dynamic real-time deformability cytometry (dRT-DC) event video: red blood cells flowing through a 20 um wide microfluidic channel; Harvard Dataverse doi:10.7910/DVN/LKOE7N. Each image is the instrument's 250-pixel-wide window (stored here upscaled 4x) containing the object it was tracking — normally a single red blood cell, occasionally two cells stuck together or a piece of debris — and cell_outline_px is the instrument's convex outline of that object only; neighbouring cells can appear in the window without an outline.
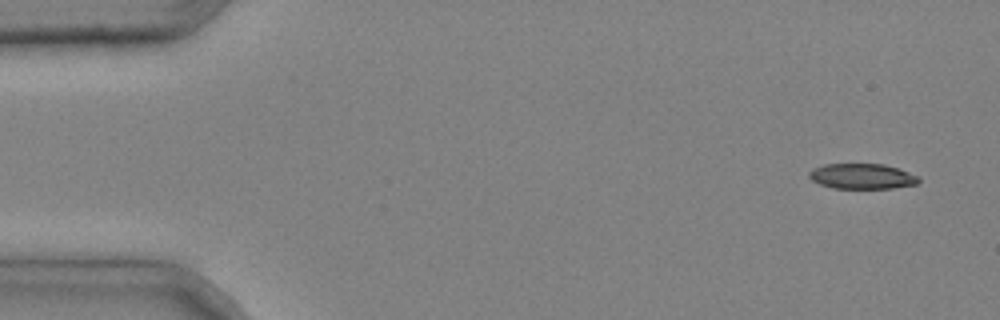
{"species": "common noctule bat (a hibernating species)", "species_latin": "Nyctalus noctula", "temperature_condition": "cold", "stored_images_in_passage": 4, "camera_frame_rate_fps": 3000, "um_per_image_px": 0.085, "animal": {"sex": "male", "body_mass_g": 20.4}, "frame": {"image": 1, "passage_image": 1, "time_ms": 0.0, "image_size_px": [1000, 320], "cell_outline_px": [[920, 180], [916, 184], [892, 188], [832, 188], [820, 184], [812, 180], [808, 176], [808, 172], [812, 168], [824, 164], [884, 164], [900, 168], [920, 176]], "centroid_in_image_um": [73.29, 14.97], "position_along_channel_um": 11.7, "area_um2": 16.36}}
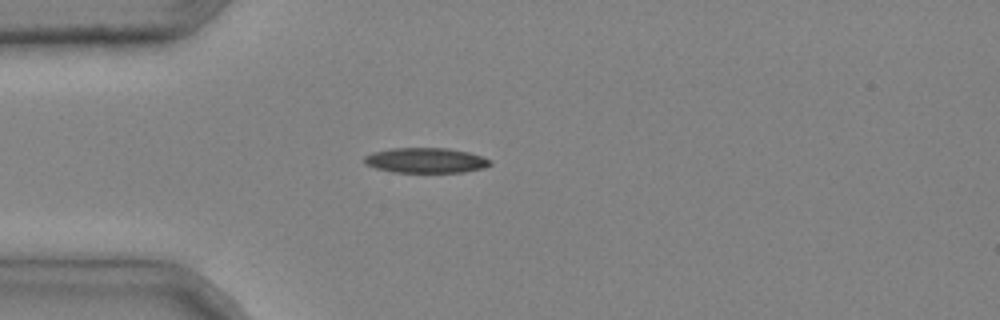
{"frame": {"image": 2, "passage_image": 4, "time_ms": 1.0, "image_size_px": [1000, 320], "cell_outline_px": [[492, 164], [484, 168], [464, 172], [392, 172], [376, 168], [364, 164], [364, 156], [372, 152], [392, 148], [448, 148], [468, 152], [492, 160]], "centroid_in_image_um": [36.18, 13.63], "position_along_channel_um": 48.8, "area_um2": 18.5}}